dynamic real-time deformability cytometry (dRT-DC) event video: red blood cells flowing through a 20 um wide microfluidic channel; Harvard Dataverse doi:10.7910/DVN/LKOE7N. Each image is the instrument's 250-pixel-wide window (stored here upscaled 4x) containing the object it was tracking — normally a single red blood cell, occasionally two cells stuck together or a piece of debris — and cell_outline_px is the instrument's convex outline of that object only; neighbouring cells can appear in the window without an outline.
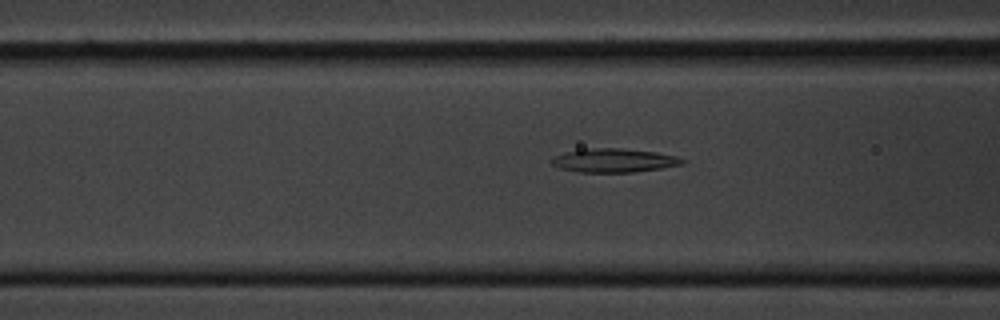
{"species": "common noctule bat (a hibernating species)", "species_latin": "Nyctalus noctula", "temperature_condition": "cold", "stored_images_in_passage": 38, "camera_frame_rate_fps": 3000, "um_per_image_px": 0.085, "animal": {"sex": "male", "body_mass_g": 20.1, "forearm_length_mm": 53.5}, "frame": {"image": 1, "passage_image": 10, "time_ms": 3.0, "image_size_px": [1000, 320], "cell_outline_px": [[684, 164], [636, 172], [576, 172], [560, 168], [552, 164], [548, 160], [552, 156], [584, 148], [620, 148], [656, 152], [676, 156], [684, 160]], "centroid_in_image_um": [52.14, 13.63], "position_along_channel_um": 114.5, "area_um2": 18.15}}
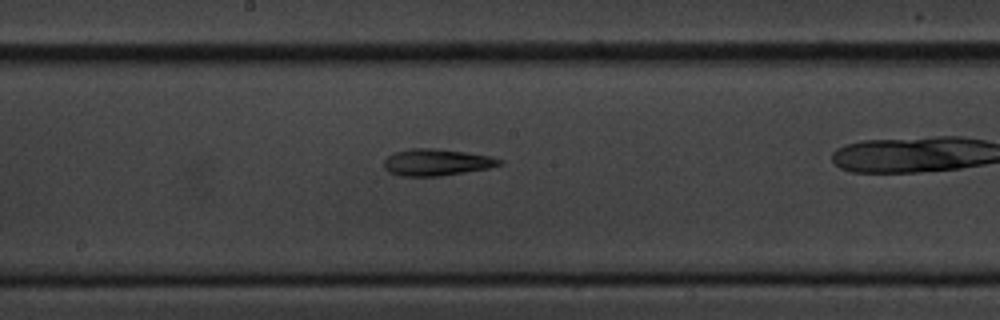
{"frame": {"image": 2, "passage_image": 18, "time_ms": 5.667, "image_size_px": [1000, 320], "cell_outline_px": [[504, 164], [488, 168], [440, 176], [400, 176], [388, 172], [384, 168], [384, 160], [388, 156], [396, 152], [412, 148], [432, 148], [464, 152], [488, 156], [504, 160]], "centroid_in_image_um": [37.1, 13.8], "position_along_channel_um": 211.1, "area_um2": 17.86}}
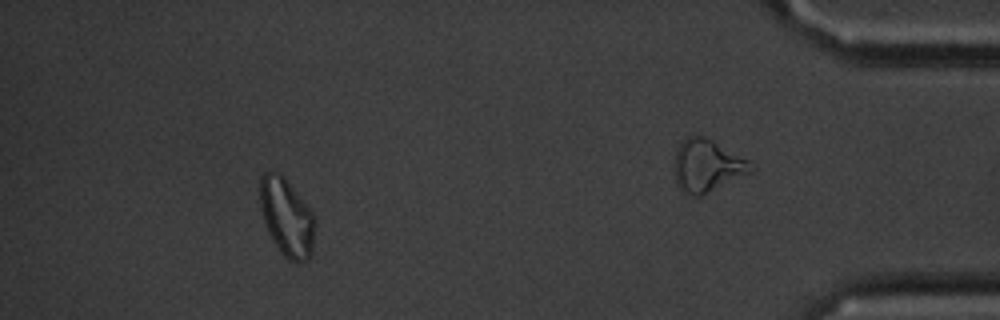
{"frame": {"image": 3, "passage_image": 32, "time_ms": 10.333, "image_size_px": [1000, 320], "cell_outline_px": [[316, 224], [312, 252], [308, 260], [300, 264], [296, 264], [288, 260], [284, 256], [268, 232], [260, 208], [260, 176], [264, 172], [280, 172], [284, 176], [312, 212], [316, 220]], "centroid_in_image_um": [24.39, 18.49], "position_along_channel_um": 410.8, "area_um2": 25.14}, "authors_computed_cell_mechanics": {"area_um2": 18.0625, "velocity_mm_per_s": 3.6151, "shape_relaxation_time_tau1_ms": null, "shape_relaxation_time_tau2_ms": 3.6593, "deformation_change_tau1": null, "deformation_change_tau2": 0.133}}